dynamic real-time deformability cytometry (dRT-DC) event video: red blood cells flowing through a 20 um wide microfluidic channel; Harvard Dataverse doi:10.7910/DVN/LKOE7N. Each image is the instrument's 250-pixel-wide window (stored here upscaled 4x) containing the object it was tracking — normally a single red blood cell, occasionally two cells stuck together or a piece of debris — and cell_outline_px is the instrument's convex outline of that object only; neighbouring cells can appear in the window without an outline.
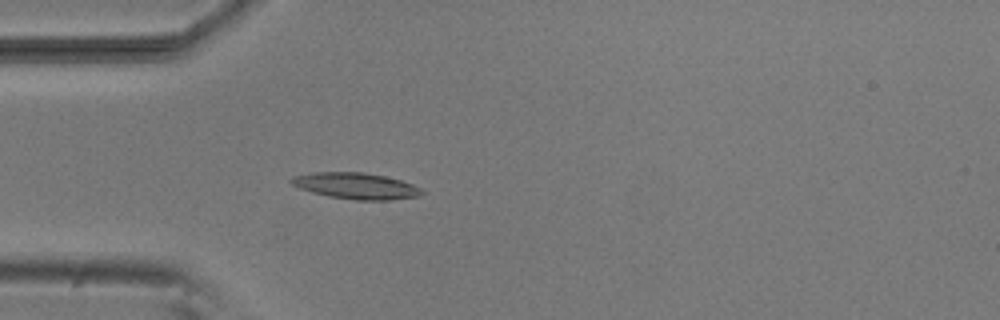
{"species": "common noctule bat (a hibernating species)", "species_latin": "Nyctalus noctula", "temperature_condition": "room temperature", "stored_images_in_passage": 52, "camera_frame_rate_fps": 3000, "um_per_image_px": 0.085, "animal": {"sex": "male", "body_mass_g": 20.5, "forearm_length_mm": 52.5}, "frame": {"image": 1, "passage_image": 15, "time_ms": 4.667, "image_size_px": [1000, 320], "cell_outline_px": [[424, 192], [420, 196], [392, 200], [356, 200], [328, 196], [312, 192], [300, 188], [292, 184], [288, 180], [292, 176], [312, 172], [364, 172], [384, 176], [400, 180], [412, 184], [420, 188]], "centroid_in_image_um": [30.24, 15.8], "position_along_channel_um": 54.8, "area_um2": 20.0}}
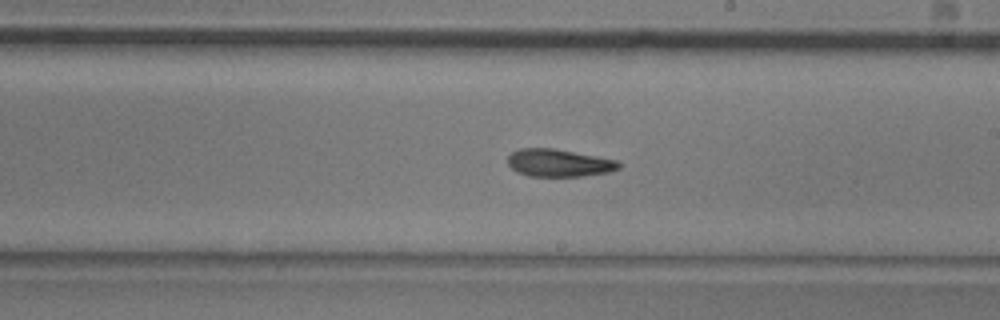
{"frame": {"image": 2, "passage_image": 30, "time_ms": 9.667, "image_size_px": [1000, 320], "cell_outline_px": [[624, 164], [620, 168], [612, 172], [584, 176], [528, 176], [516, 172], [508, 164], [508, 156], [512, 152], [520, 148], [552, 148], [620, 160]], "centroid_in_image_um": [47.57, 13.85], "position_along_channel_um": 241.4, "area_um2": 18.15}}
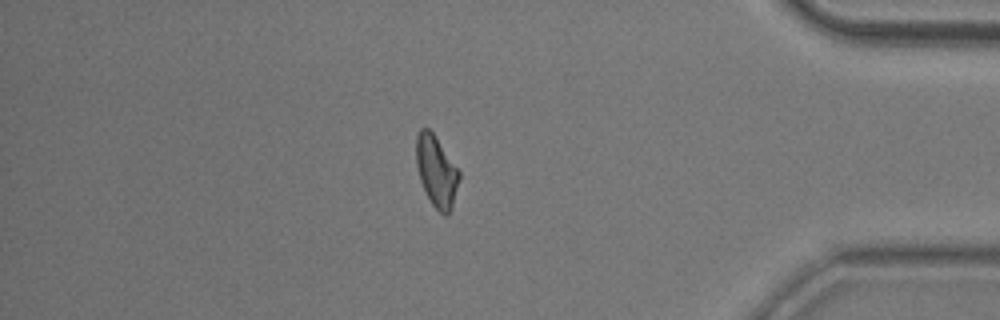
{"frame": {"image": 3, "passage_image": 45, "time_ms": 14.667, "image_size_px": [1000, 320], "cell_outline_px": [[460, 180], [452, 208], [448, 216], [444, 216], [432, 204], [420, 180], [416, 164], [416, 136], [420, 128], [428, 128], [432, 132], [460, 172]], "centroid_in_image_um": [37.1, 14.58], "position_along_channel_um": 398.1, "area_um2": 17.69}, "authors_computed_cell_mechanics": {"area_um2": 18.4382, "velocity_mm_per_s": 3.8311, "shape_relaxation_time_tau1_ms": 5.5678, "shape_relaxation_time_tau2_ms": null, "deformation_change_tau1": 0.1576, "deformation_change_tau2": null}}